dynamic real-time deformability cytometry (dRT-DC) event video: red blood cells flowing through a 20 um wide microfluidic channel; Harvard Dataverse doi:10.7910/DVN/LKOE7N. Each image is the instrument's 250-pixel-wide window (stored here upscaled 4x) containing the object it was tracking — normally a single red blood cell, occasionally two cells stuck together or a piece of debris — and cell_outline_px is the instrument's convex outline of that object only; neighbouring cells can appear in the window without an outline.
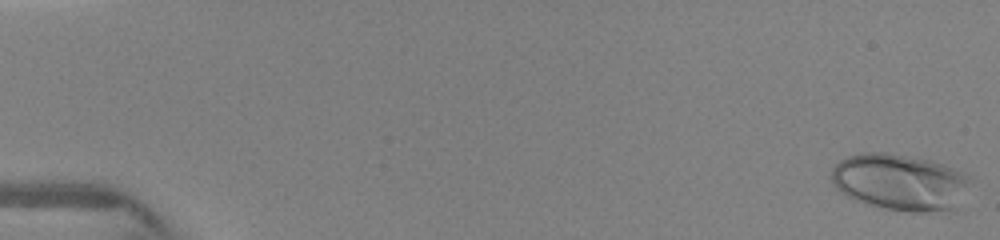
{"species": "human", "species_latin": "Homo sapiens", "temperature_condition": "warm", "stored_images_in_passage": 7, "camera_frame_rate_fps": 3000, "um_per_image_px": 0.085, "donor": {"sex": "female"}, "frame": {"image": 1, "passage_image": 1, "time_ms": 0.0, "image_size_px": [1000, 240], "cell_outline_px": [[972, 176], [956, 208], [928, 212], [908, 212], [868, 204], [856, 200], [840, 192], [836, 188], [832, 180], [832, 168], [840, 160], [848, 156], [864, 152], [888, 152], [928, 160], [944, 164], [964, 172]], "centroid_in_image_um": [76.49, 15.46], "position_along_channel_um": 8.5, "area_um2": 45.49}}